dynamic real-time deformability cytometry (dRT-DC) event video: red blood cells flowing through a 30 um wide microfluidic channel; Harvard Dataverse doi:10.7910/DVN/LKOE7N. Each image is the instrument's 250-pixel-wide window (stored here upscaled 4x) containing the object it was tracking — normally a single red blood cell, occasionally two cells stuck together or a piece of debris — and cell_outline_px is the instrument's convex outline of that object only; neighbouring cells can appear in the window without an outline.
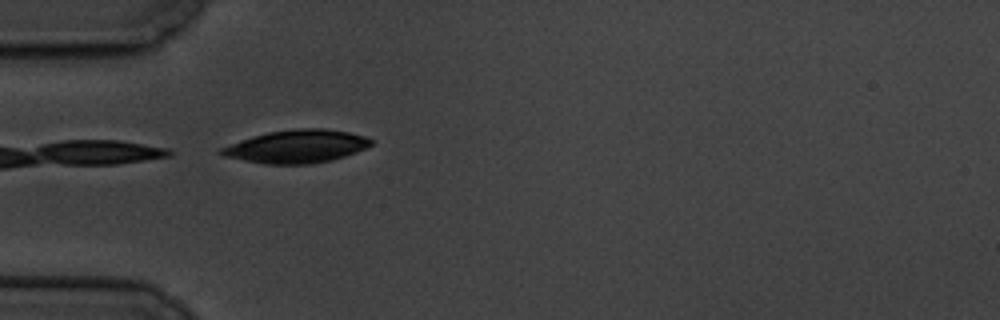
{"species": "common noctule bat (a hibernating species)", "species_latin": "Nyctalus noctula", "temperature_condition": "cold", "stored_images_in_passage": 6, "camera_frame_rate_fps": 3000, "um_per_image_px": 0.085, "animal": {"sex": "male", "body_mass_g": 19.5, "forearm_length_mm": 54.6}, "frame": {"image": 1, "passage_image": 5, "time_ms": 5.667, "image_size_px": [1000, 320], "cell_outline_px": [[372, 144], [356, 152], [332, 160], [312, 164], [264, 164], [220, 156], [216, 152], [220, 148], [252, 136], [268, 132], [296, 128], [324, 128], [348, 132], [364, 136], [372, 140]], "centroid_in_image_um": [25.16, 12.45], "position_along_channel_um": 59.8, "area_um2": 28.9}}